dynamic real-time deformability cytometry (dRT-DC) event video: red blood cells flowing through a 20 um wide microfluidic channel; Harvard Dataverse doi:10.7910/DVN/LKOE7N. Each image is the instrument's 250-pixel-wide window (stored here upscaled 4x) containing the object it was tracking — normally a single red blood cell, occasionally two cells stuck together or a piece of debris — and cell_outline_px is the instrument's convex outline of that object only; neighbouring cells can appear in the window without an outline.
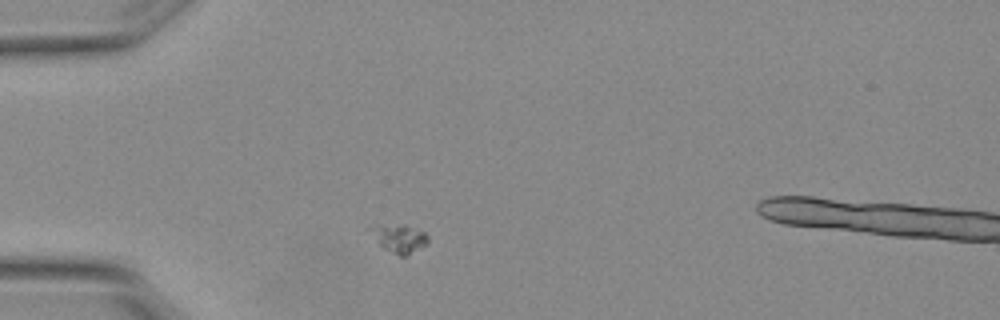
{"species": "Egyptian fruit bat (a non-hibernating species)", "species_latin": "Rousettus aegyptiacus", "temperature_condition": "warm", "stored_images_in_passage": 2, "camera_frame_rate_fps": 3000, "um_per_image_px": 0.085, "animal": {"sex": "female"}, "frame": {"image": 1, "passage_image": 2, "time_ms": 0.333, "image_size_px": [1000, 320], "cell_outline_px": [[428, 244], [408, 256], [400, 256], [380, 248], [364, 228], [376, 224], [404, 224], [424, 232], [428, 236]], "centroid_in_image_um": [33.83, 20.26], "position_along_channel_um": 51.2, "area_um2": 10.23}}